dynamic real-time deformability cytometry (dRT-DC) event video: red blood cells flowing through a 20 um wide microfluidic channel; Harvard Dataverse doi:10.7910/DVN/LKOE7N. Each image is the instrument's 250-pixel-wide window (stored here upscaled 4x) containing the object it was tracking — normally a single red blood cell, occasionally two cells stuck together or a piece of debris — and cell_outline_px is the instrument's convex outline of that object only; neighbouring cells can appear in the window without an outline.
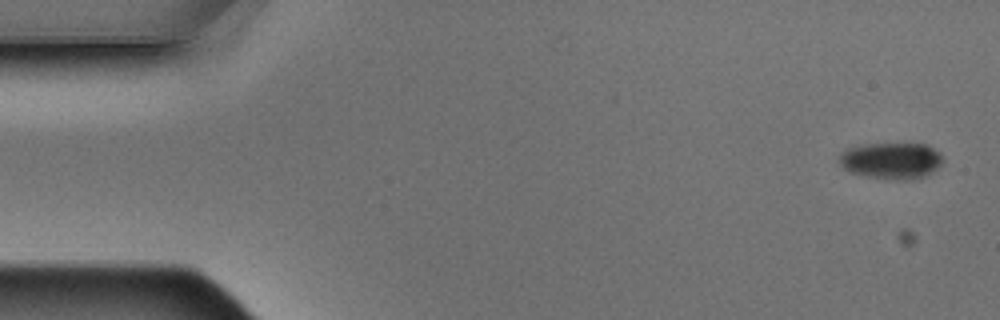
{"species": "Egyptian fruit bat (a non-hibernating species)", "species_latin": "Rousettus aegyptiacus", "temperature_condition": "warm", "stored_images_in_passage": 5, "camera_frame_rate_fps": 3000, "um_per_image_px": 0.085, "animal": {"sex": "male"}, "frame": {"image": 1, "passage_image": 1, "time_ms": 0.0, "image_size_px": [1000, 320], "cell_outline_px": [[944, 160], [932, 172], [924, 176], [912, 180], [900, 180], [868, 176], [848, 172], [840, 164], [840, 152], [848, 148], [864, 144], [928, 144], [940, 152]], "centroid_in_image_um": [75.78, 13.65], "position_along_channel_um": 9.2, "area_um2": 22.02}}